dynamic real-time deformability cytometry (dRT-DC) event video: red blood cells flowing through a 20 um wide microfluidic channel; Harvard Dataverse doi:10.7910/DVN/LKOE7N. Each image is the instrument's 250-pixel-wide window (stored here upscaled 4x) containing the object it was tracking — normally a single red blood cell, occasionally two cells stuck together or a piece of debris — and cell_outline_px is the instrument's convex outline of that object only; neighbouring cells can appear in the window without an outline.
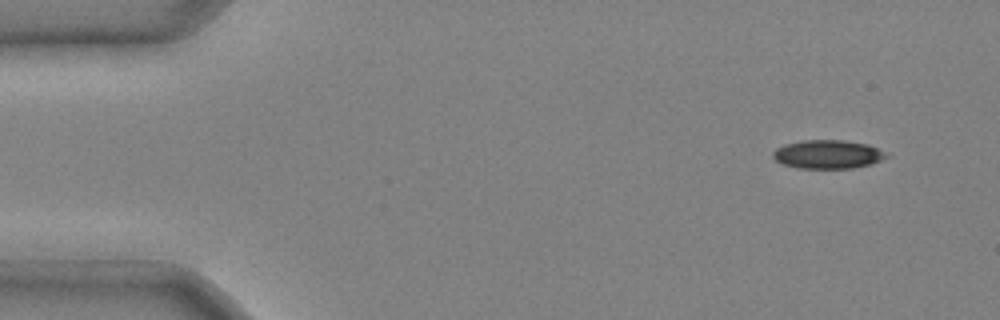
{"species": "common noctule bat (a hibernating species)", "species_latin": "Nyctalus noctula", "temperature_condition": "cold", "stored_images_in_passage": 4, "camera_frame_rate_fps": 3000, "um_per_image_px": 0.085, "animal": {"sex": "male", "body_mass_g": 20.4}, "frame": {"image": 1, "passage_image": 1, "time_ms": 0.0, "image_size_px": [1000, 320], "cell_outline_px": [[892, 156], [868, 164], [852, 168], [796, 168], [780, 164], [772, 156], [772, 152], [776, 148], [784, 144], [804, 140], [844, 140], [868, 144], [888, 152]], "centroid_in_image_um": [70.36, 13.11], "position_along_channel_um": 14.6, "area_um2": 19.13}}
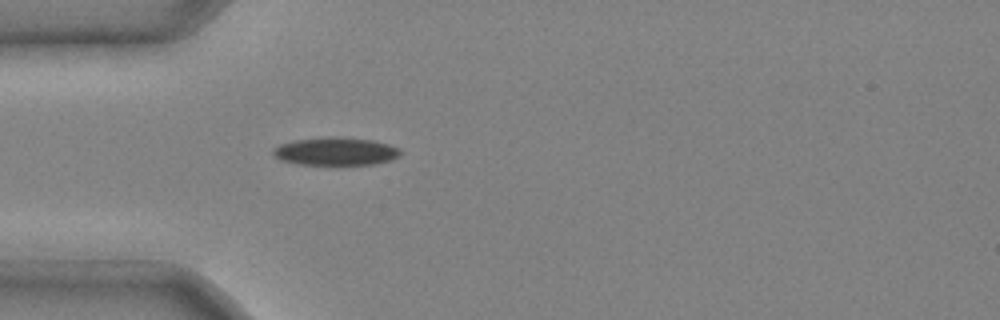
{"frame": {"image": 2, "passage_image": 4, "time_ms": 1.0, "image_size_px": [1000, 320], "cell_outline_px": [[404, 152], [400, 156], [376, 164], [300, 164], [280, 160], [272, 152], [280, 144], [296, 140], [328, 136], [340, 136], [372, 140], [388, 144], [400, 148]], "centroid_in_image_um": [28.59, 12.85], "position_along_channel_um": 56.4, "area_um2": 20.69}}